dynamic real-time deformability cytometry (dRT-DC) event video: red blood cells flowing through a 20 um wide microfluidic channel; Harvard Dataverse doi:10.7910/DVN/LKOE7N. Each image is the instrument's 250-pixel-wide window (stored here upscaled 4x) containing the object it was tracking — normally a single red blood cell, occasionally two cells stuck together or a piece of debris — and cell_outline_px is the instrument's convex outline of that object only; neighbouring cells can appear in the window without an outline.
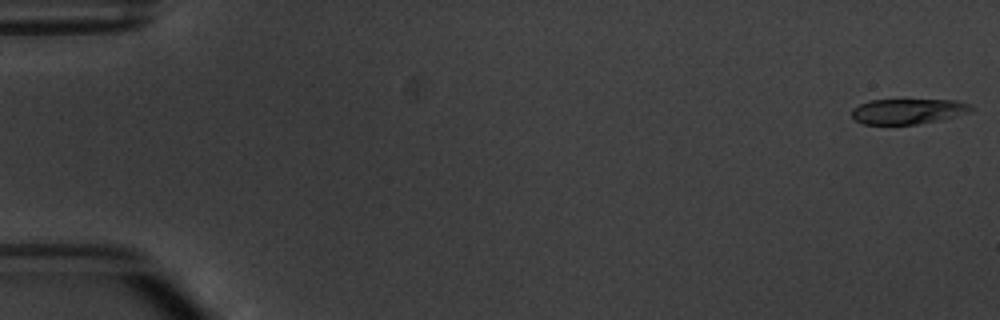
{"species": "common noctule bat (a hibernating species)", "species_latin": "Nyctalus noctula", "temperature_condition": "warm", "stored_images_in_passage": 6, "camera_frame_rate_fps": 3000, "um_per_image_px": 0.085, "animal": {"sex": "male", "body_mass_g": 20.1, "forearm_length_mm": 53.5}, "frame": {"image": 1, "passage_image": 1, "time_ms": 0.0, "image_size_px": [1000, 320], "cell_outline_px": [[972, 112], [936, 120], [916, 124], [864, 124], [856, 120], [852, 116], [852, 108], [868, 100], [956, 100], [968, 104], [972, 108]], "centroid_in_image_um": [77.15, 9.45], "position_along_channel_um": 7.9, "area_um2": 17.34}}
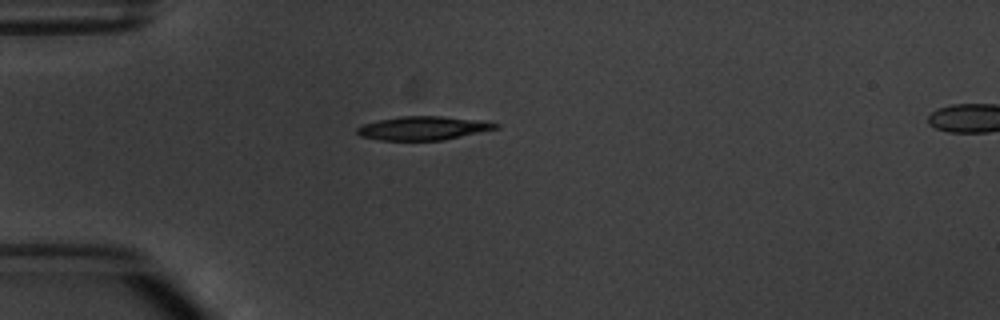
{"frame": {"image": 2, "passage_image": 5, "time_ms": 4.667, "image_size_px": [1000, 320], "cell_outline_px": [[500, 128], [444, 140], [380, 140], [360, 136], [356, 132], [356, 128], [364, 124], [380, 120], [400, 116], [440, 116], [480, 120], [500, 124]], "centroid_in_image_um": [36.0, 10.89], "position_along_channel_um": 49.0, "area_um2": 19.07}}